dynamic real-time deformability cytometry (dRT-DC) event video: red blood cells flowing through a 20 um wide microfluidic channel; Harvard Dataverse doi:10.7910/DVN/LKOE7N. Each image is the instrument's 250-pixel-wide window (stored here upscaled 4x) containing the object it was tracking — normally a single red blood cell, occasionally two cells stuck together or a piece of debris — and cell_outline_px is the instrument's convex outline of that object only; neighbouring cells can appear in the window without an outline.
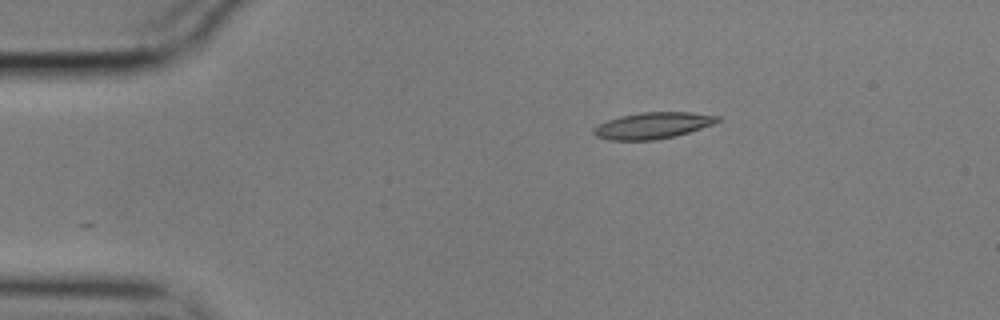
{"species": "common noctule bat (a hibernating species)", "species_latin": "Nyctalus noctula", "temperature_condition": "cold", "stored_images_in_passage": 48, "camera_frame_rate_fps": 3000, "um_per_image_px": 0.085, "animal": {"sex": "male", "body_mass_g": 17.9}, "frame": {"image": 1, "passage_image": 1, "time_ms": 0.0, "image_size_px": [1000, 320], "cell_outline_px": [[720, 120], [712, 124], [676, 136], [656, 140], [608, 140], [596, 136], [592, 132], [592, 128], [608, 120], [620, 116], [640, 112], [692, 112], [720, 116]], "centroid_in_image_um": [55.46, 10.67], "position_along_channel_um": 29.5, "area_um2": 19.02}}
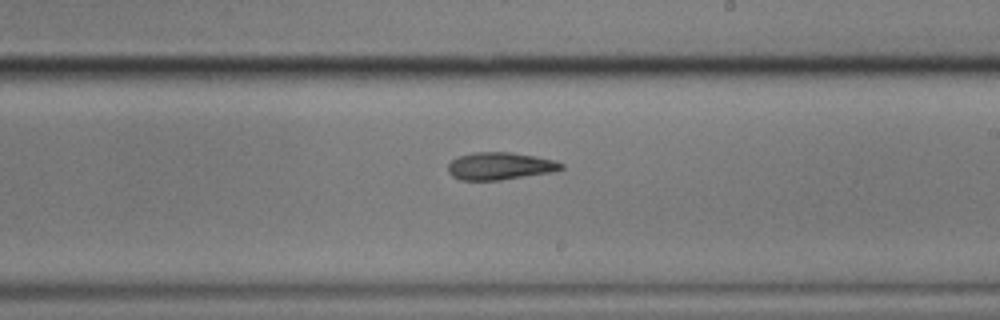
{"frame": {"image": 2, "passage_image": 24, "time_ms": 7.667, "image_size_px": [1000, 320], "cell_outline_px": [[564, 168], [556, 172], [500, 180], [460, 180], [452, 176], [448, 172], [448, 164], [456, 156], [472, 152], [512, 152], [552, 160], [564, 164]], "centroid_in_image_um": [42.48, 14.12], "position_along_channel_um": 246.5, "area_um2": 18.26}}
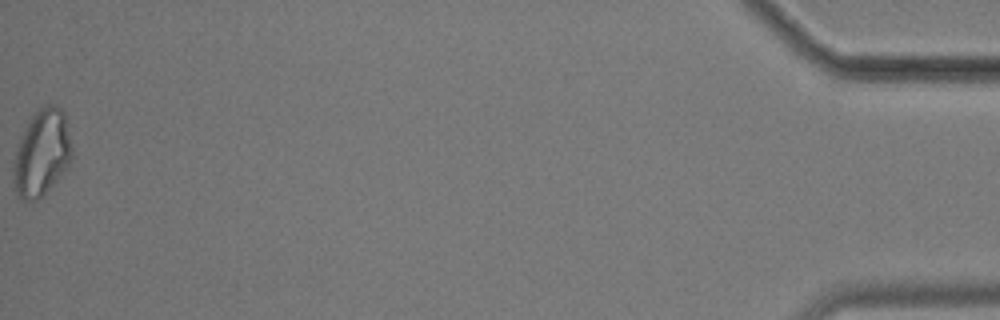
{"frame": {"image": 3, "passage_image": 48, "time_ms": 15.667, "image_size_px": [1000, 320], "cell_outline_px": [[72, 156], [68, 164], [56, 180], [32, 204], [28, 204], [16, 192], [12, 172], [12, 160], [16, 144], [32, 112], [48, 104], [56, 104], [64, 112], [72, 148]], "centroid_in_image_um": [3.5, 12.97], "position_along_channel_um": 431.7, "area_um2": 29.71}, "authors_computed_cell_mechanics": {"area_um2": 19.1607, "velocity_mm_per_s": 3.5144, "shape_relaxation_time_tau1_ms": null, "shape_relaxation_time_tau2_ms": 5.2962, "deformation_change_tau1": null, "deformation_change_tau2": 0.1279}}